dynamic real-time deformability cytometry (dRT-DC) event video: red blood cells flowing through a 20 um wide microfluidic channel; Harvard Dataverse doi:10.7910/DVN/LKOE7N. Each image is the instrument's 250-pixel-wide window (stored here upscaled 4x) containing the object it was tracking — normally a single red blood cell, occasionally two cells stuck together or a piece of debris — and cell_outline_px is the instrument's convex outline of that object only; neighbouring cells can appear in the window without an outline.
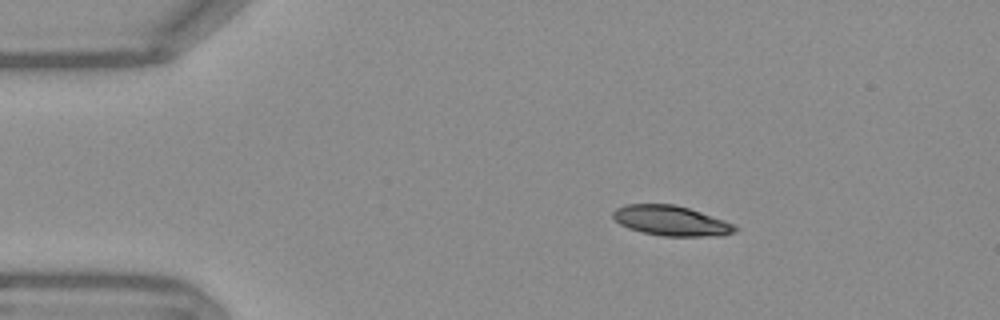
{"species": "Egyptian fruit bat (a non-hibernating species)", "species_latin": "Rousettus aegyptiacus", "temperature_condition": "warm", "stored_images_in_passage": 45, "camera_frame_rate_fps": 3000, "um_per_image_px": 0.085, "frame": {"image": 1, "passage_image": 1, "time_ms": 0.0, "image_size_px": [1000, 320], "cell_outline_px": [[740, 228], [736, 232], [724, 236], [664, 236], [644, 232], [628, 228], [620, 224], [612, 216], [612, 212], [616, 208], [624, 204], [676, 204], [724, 220]], "centroid_in_image_um": [57.06, 18.76], "position_along_channel_um": 27.9, "area_um2": 21.39}}
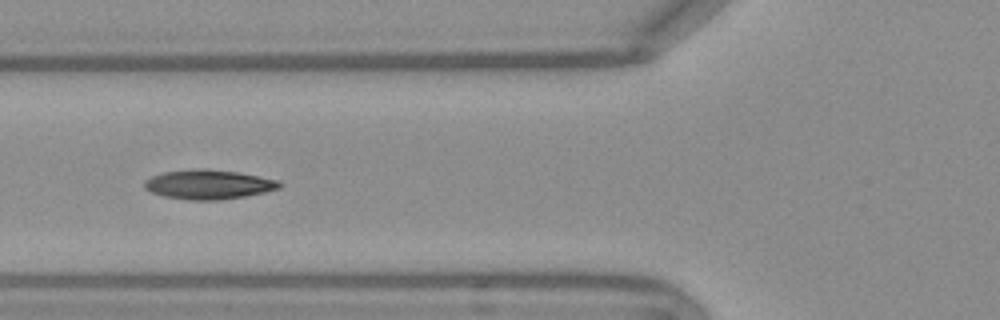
{"frame": {"image": 2, "passage_image": 12, "time_ms": 3.667, "image_size_px": [1000, 320], "cell_outline_px": [[284, 184], [280, 188], [264, 192], [244, 196], [220, 200], [188, 200], [164, 196], [152, 192], [144, 188], [144, 180], [152, 176], [164, 172], [192, 168], [208, 168], [240, 172], [280, 180]], "centroid_in_image_um": [17.75, 15.66], "position_along_channel_um": 108.0, "area_um2": 23.47}}
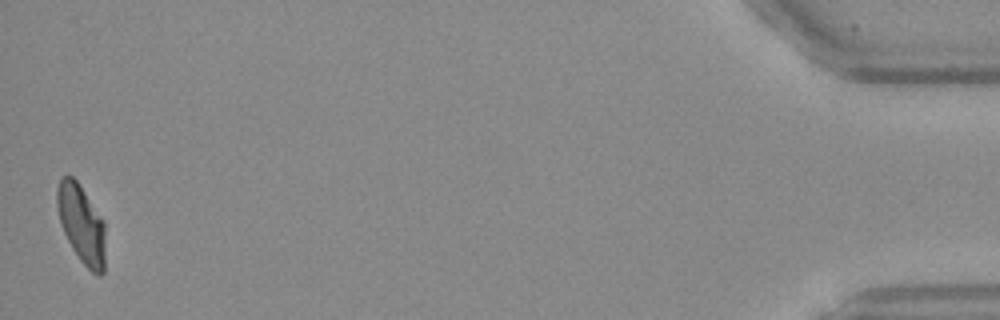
{"frame": {"image": 3, "passage_image": 45, "time_ms": 14.667, "image_size_px": [1000, 320], "cell_outline_px": [[104, 272], [100, 276], [96, 276], [80, 260], [72, 248], [60, 224], [56, 204], [56, 188], [60, 176], [72, 176], [76, 180], [104, 220]], "centroid_in_image_um": [6.9, 19.03], "position_along_channel_um": 428.3, "area_um2": 22.08}, "authors_computed_cell_mechanics": {"area_um2": 22.1952, "velocity_mm_per_s": 3.7674, "shape_relaxation_time_tau1_ms": 5.2445, "shape_relaxation_time_tau2_ms": 1.6903, "deformation_change_tau1": 0.1825, "deformation_change_tau2": 0.0635}}